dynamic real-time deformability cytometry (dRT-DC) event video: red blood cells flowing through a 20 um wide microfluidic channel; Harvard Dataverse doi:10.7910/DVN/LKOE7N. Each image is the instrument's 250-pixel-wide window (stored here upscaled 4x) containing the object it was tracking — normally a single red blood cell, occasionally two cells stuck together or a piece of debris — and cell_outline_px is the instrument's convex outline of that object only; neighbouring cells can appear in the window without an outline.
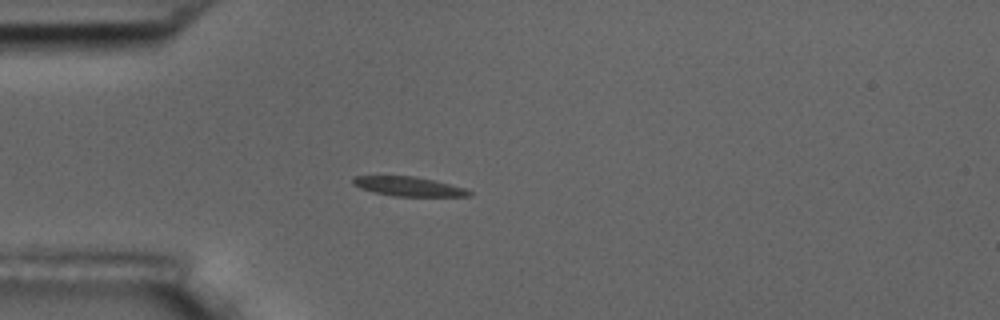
{"species": "common noctule bat (a hibernating species)", "species_latin": "Nyctalus noctula", "temperature_condition": "room temperature", "stored_images_in_passage": 1, "camera_frame_rate_fps": 3000, "um_per_image_px": 0.085, "animal": {"sex": "male", "body_mass_g": 17.5, "forearm_length_mm": 52.3}, "frame": {"image": 1, "passage_image": 1, "time_ms": 0.0, "image_size_px": [1000, 320], "cell_outline_px": [[472, 196], [392, 196], [360, 188], [352, 184], [352, 176], [416, 176], [464, 188], [472, 192]], "centroid_in_image_um": [34.69, 15.84], "position_along_channel_um": 50.3, "area_um2": 12.95}}